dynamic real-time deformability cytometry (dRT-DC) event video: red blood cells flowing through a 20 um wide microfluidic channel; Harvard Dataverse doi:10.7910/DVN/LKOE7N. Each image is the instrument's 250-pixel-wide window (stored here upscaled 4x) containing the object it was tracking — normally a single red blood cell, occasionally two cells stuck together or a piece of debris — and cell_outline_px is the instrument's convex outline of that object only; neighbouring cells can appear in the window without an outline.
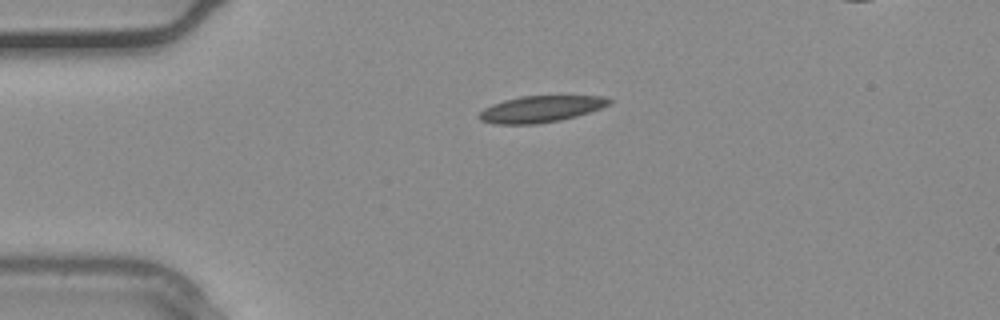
{"species": "common noctule bat (a hibernating species)", "species_latin": "Nyctalus noctula", "temperature_condition": "warm", "stored_images_in_passage": 3, "camera_frame_rate_fps": 3000, "um_per_image_px": 0.085, "animal": {"sex": "male", "body_mass_g": 20.4}, "frame": {"image": 1, "passage_image": 3, "time_ms": 0.667, "image_size_px": [1000, 320], "cell_outline_px": [[612, 100], [608, 104], [600, 108], [576, 116], [560, 120], [536, 124], [492, 124], [480, 120], [476, 116], [484, 108], [492, 104], [504, 100], [520, 96], [604, 96]], "centroid_in_image_um": [45.9, 9.27], "position_along_channel_um": 39.1, "area_um2": 20.0}}